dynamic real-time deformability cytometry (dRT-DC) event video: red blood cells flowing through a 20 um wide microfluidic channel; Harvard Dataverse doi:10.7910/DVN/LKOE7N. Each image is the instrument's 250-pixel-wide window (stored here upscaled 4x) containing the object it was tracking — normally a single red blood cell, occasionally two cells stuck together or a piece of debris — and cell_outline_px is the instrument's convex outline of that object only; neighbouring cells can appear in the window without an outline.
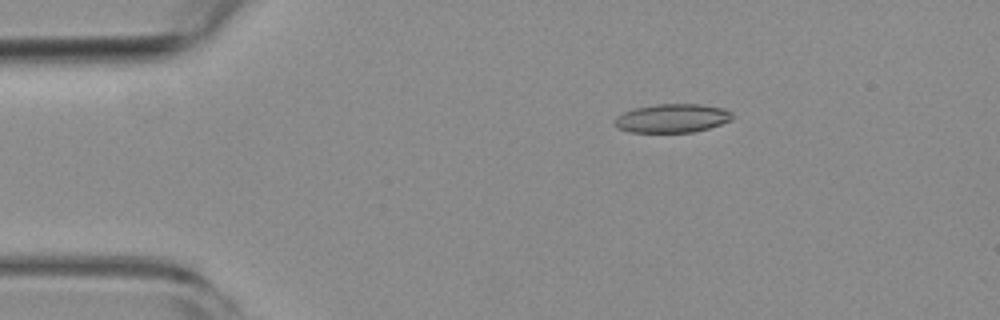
{"species": "common noctule bat (a hibernating species)", "species_latin": "Nyctalus noctula", "temperature_condition": "room temperature", "stored_images_in_passage": 53, "camera_frame_rate_fps": 3000, "um_per_image_px": 0.085, "animal": {"sex": "female", "body_mass_g": 19.3, "forearm_length_mm": 54.1}, "frame": {"image": 1, "passage_image": 9, "time_ms": 2.667, "image_size_px": [1000, 320], "cell_outline_px": [[736, 116], [732, 120], [708, 128], [692, 132], [628, 132], [616, 128], [612, 124], [616, 116], [624, 112], [636, 108], [656, 104], [700, 104], [724, 108], [732, 112]], "centroid_in_image_um": [57.13, 10.05], "position_along_channel_um": 27.9, "area_um2": 19.88}}
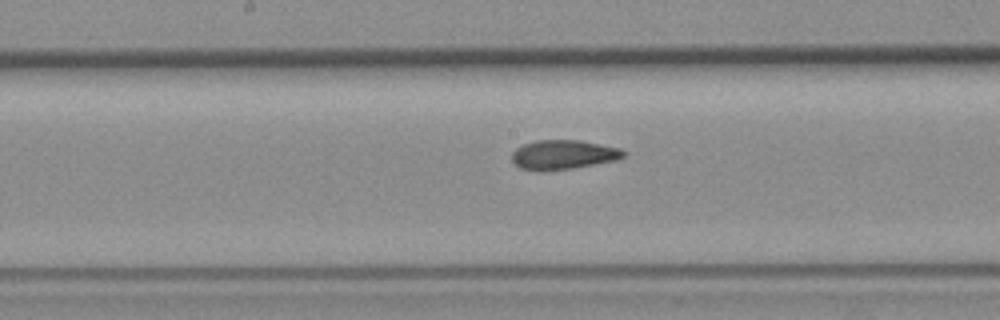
{"frame": {"image": 2, "passage_image": 27, "time_ms": 8.667, "image_size_px": [1000, 320], "cell_outline_px": [[628, 152], [624, 156], [616, 160], [572, 168], [520, 168], [512, 160], [512, 152], [516, 148], [524, 144], [536, 140], [580, 140], [620, 148]], "centroid_in_image_um": [47.94, 13.1], "position_along_channel_um": 200.3, "area_um2": 18.44}}
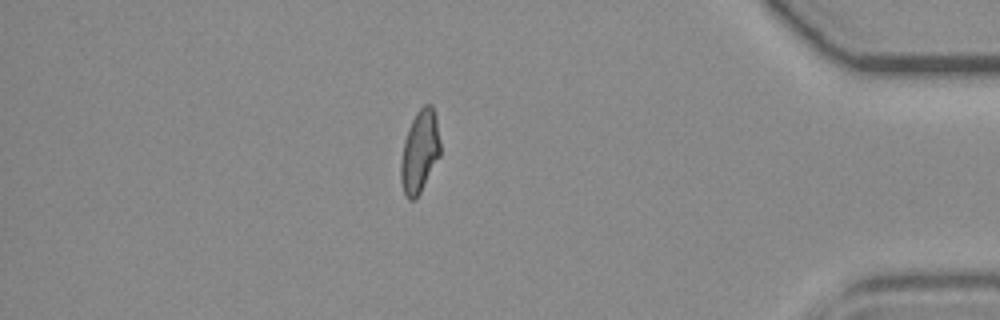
{"frame": {"image": 3, "passage_image": 46, "time_ms": 15.0, "image_size_px": [1000, 320], "cell_outline_px": [[440, 156], [416, 200], [408, 200], [404, 196], [400, 180], [400, 164], [404, 140], [408, 128], [416, 112], [424, 104], [432, 104], [436, 116], [440, 140]], "centroid_in_image_um": [35.66, 12.9], "position_along_channel_um": 399.5, "area_um2": 19.25}, "authors_computed_cell_mechanics": {"area_um2": 19.2474, "velocity_mm_per_s": 3.8038, "shape_relaxation_time_tau1_ms": null, "shape_relaxation_time_tau2_ms": 2.2483, "deformation_change_tau1": null, "deformation_change_tau2": 0.0899}}